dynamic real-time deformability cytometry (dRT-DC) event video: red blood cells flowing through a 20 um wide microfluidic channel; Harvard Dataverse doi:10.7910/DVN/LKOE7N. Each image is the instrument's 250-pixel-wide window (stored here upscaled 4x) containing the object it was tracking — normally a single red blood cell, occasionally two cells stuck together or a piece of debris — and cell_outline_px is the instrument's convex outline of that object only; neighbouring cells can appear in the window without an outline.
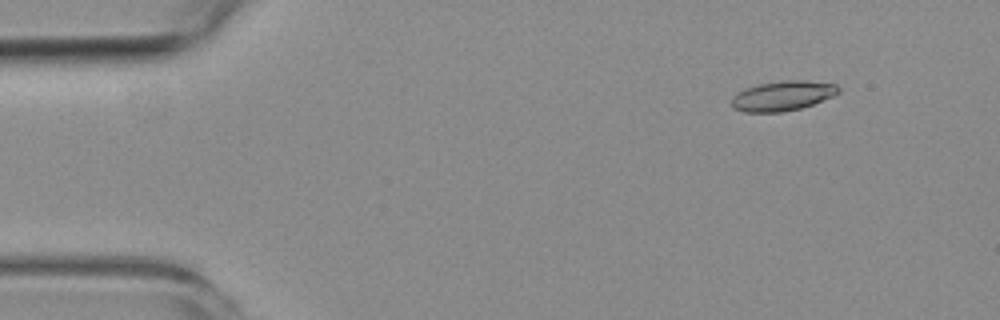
{"species": "common noctule bat (a hibernating species)", "species_latin": "Nyctalus noctula", "temperature_condition": "room temperature", "stored_images_in_passage": 7, "camera_frame_rate_fps": 3000, "um_per_image_px": 0.085, "animal": {"sex": "female", "body_mass_g": 19.3, "forearm_length_mm": 54.1}, "frame": {"image": 1, "passage_image": 2, "time_ms": 1.0, "image_size_px": [1000, 320], "cell_outline_px": [[840, 92], [832, 96], [812, 104], [800, 108], [784, 112], [744, 112], [732, 108], [732, 100], [736, 92], [760, 84], [784, 80], [804, 80], [836, 84], [840, 88]], "centroid_in_image_um": [66.52, 8.15], "position_along_channel_um": 18.5, "area_um2": 18.44}}
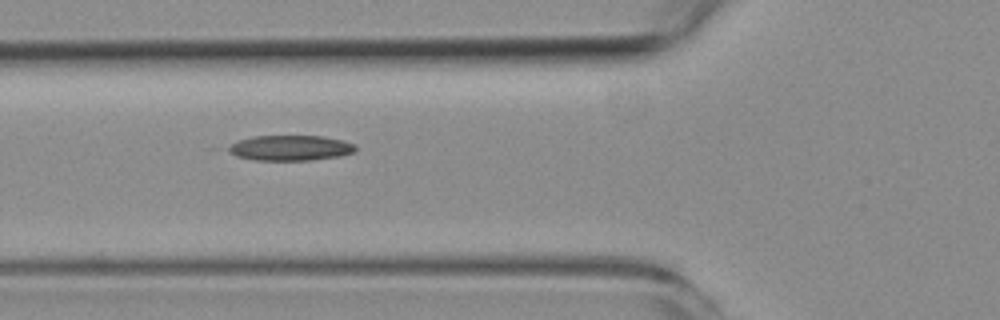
{"frame": {"image": 2, "passage_image": 6, "time_ms": 5.667, "image_size_px": [1000, 320], "cell_outline_px": [[356, 152], [340, 156], [312, 160], [256, 160], [236, 156], [224, 148], [240, 140], [252, 136], [324, 136], [344, 140], [356, 144]], "centroid_in_image_um": [24.72, 12.57], "position_along_channel_um": 101.1, "area_um2": 18.9}}
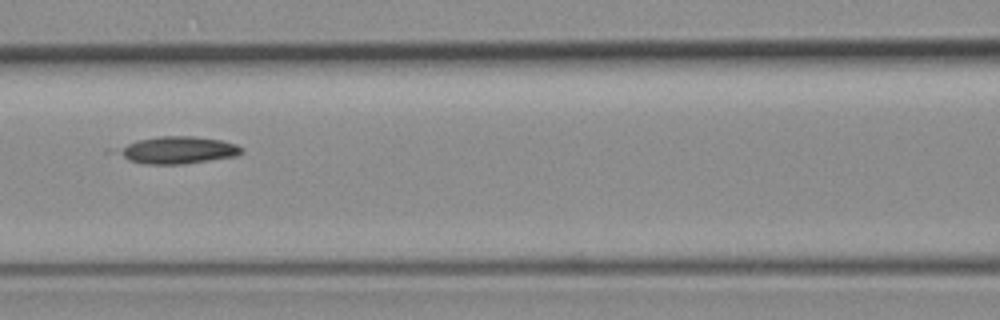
{"frame": {"image": 3, "passage_image": 7, "time_ms": 7.0, "image_size_px": [1000, 320], "cell_outline_px": [[244, 152], [236, 156], [184, 164], [144, 164], [128, 160], [116, 152], [128, 144], [136, 140], [160, 136], [192, 136], [220, 140], [236, 144]], "centroid_in_image_um": [15.13, 12.76], "position_along_channel_um": 151.5, "area_um2": 19.36}}